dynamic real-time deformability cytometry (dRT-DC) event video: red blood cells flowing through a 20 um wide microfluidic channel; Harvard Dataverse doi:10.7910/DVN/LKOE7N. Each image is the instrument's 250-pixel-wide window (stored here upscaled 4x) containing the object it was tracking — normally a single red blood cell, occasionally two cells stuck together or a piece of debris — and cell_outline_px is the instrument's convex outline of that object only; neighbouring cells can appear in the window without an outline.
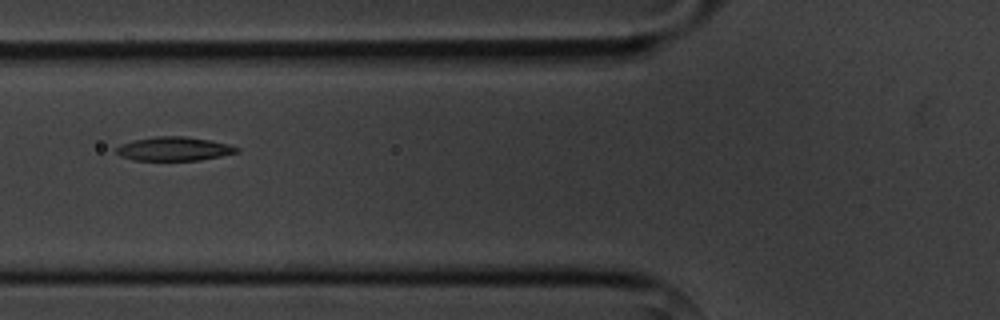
{"species": "common noctule bat (a hibernating species)", "species_latin": "Nyctalus noctula", "temperature_condition": "cold", "stored_images_in_passage": 4, "camera_frame_rate_fps": 3000, "um_per_image_px": 0.085, "animal": {"sex": "male", "body_mass_g": 20.1, "forearm_length_mm": 53.5}, "frame": {"image": 1, "passage_image": 2, "time_ms": 1.0, "image_size_px": [1000, 320], "cell_outline_px": [[240, 152], [200, 160], [132, 160], [120, 156], [116, 152], [116, 148], [120, 144], [136, 140], [156, 136], [184, 136], [212, 140], [228, 144], [240, 148]], "centroid_in_image_um": [14.81, 12.65], "position_along_channel_um": 111.0, "area_um2": 16.76}}
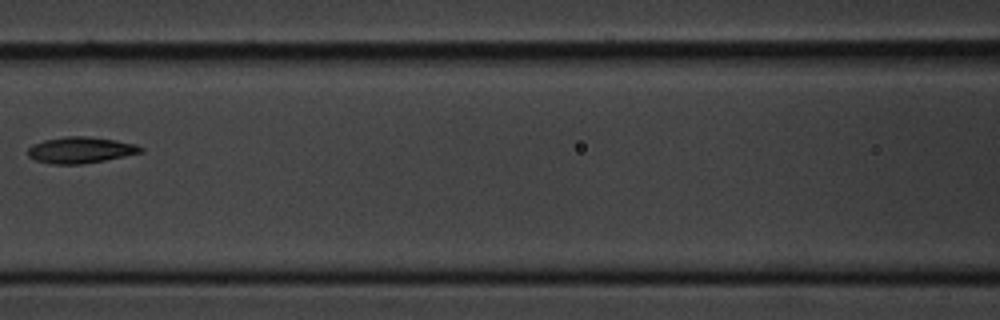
{"frame": {"image": 2, "passage_image": 3, "time_ms": 2.333, "image_size_px": [1000, 320], "cell_outline_px": [[144, 152], [104, 160], [80, 164], [52, 164], [36, 160], [28, 156], [28, 148], [32, 144], [44, 140], [64, 136], [84, 136], [116, 140], [136, 144], [144, 148]], "centroid_in_image_um": [6.85, 12.74], "position_along_channel_um": 159.8, "area_um2": 17.22}}
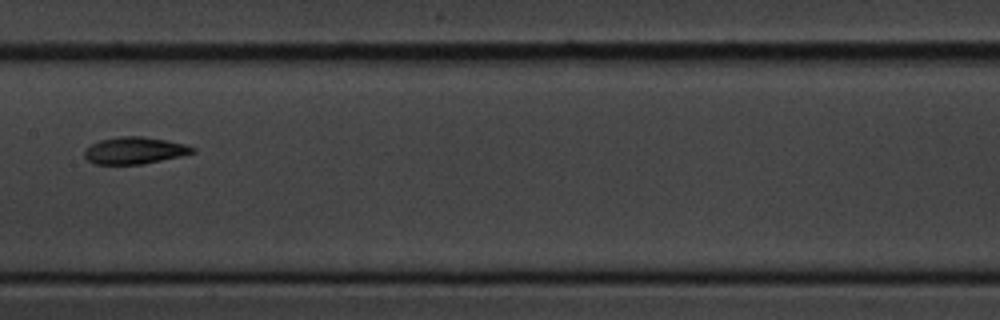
{"frame": {"image": 3, "passage_image": 4, "time_ms": 3.333, "image_size_px": [1000, 320], "cell_outline_px": [[196, 152], [180, 156], [140, 164], [96, 164], [88, 160], [84, 156], [84, 148], [100, 140], [120, 136], [144, 136], [184, 144], [196, 148]], "centroid_in_image_um": [11.42, 12.78], "position_along_channel_um": 196.0, "area_um2": 16.82}}